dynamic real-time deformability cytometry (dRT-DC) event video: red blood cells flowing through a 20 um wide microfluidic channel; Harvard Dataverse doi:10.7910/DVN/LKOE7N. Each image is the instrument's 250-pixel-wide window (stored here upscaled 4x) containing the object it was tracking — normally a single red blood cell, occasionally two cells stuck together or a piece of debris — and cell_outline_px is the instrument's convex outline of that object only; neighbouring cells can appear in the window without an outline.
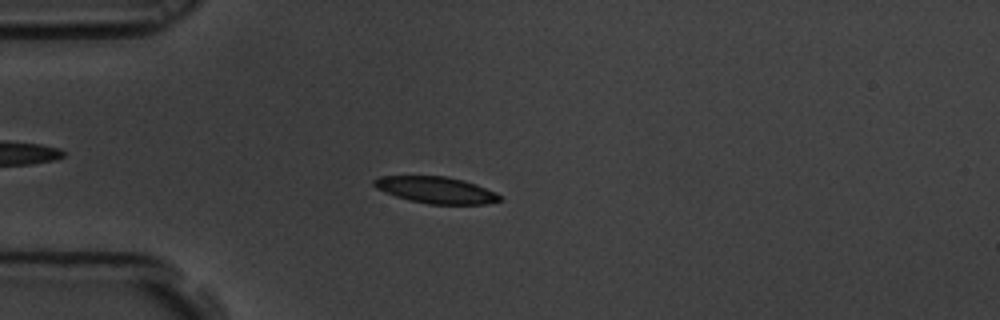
{"species": "common noctule bat (a hibernating species)", "species_latin": "Nyctalus noctula", "temperature_condition": "room temperature", "stored_images_in_passage": 44, "camera_frame_rate_fps": 3000, "um_per_image_px": 0.085, "animal": {"sex": "male", "body_mass_g": 19.5, "forearm_length_mm": 54.6}, "frame": {"image": 1, "passage_image": 1, "time_ms": 0.0, "image_size_px": [1000, 320], "cell_outline_px": [[504, 200], [484, 204], [428, 204], [408, 200], [396, 196], [376, 188], [372, 184], [372, 180], [380, 176], [444, 176], [464, 180], [476, 184], [496, 192]], "centroid_in_image_um": [37.06, 16.15], "position_along_channel_um": 47.9, "area_um2": 19.54}}
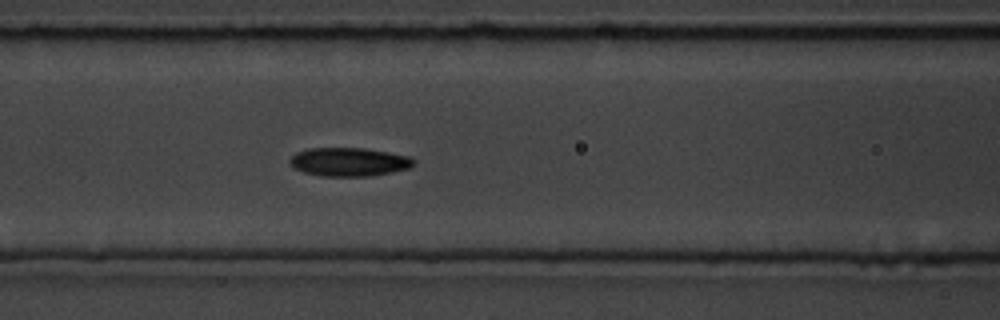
{"frame": {"image": 2, "passage_image": 10, "time_ms": 3.0, "image_size_px": [1000, 320], "cell_outline_px": [[416, 164], [412, 168], [372, 176], [320, 176], [304, 172], [296, 168], [288, 160], [296, 152], [308, 148], [364, 148], [388, 152], [408, 156], [416, 160]], "centroid_in_image_um": [29.71, 13.76], "position_along_channel_um": 136.9, "area_um2": 20.75}}
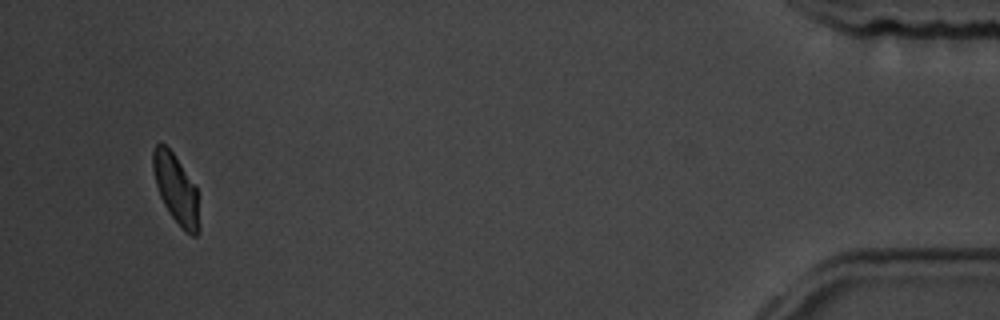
{"frame": {"image": 3, "passage_image": 41, "time_ms": 13.333, "image_size_px": [1000, 320], "cell_outline_px": [[200, 232], [196, 236], [192, 236], [172, 216], [164, 204], [160, 196], [156, 184], [152, 168], [152, 152], [156, 144], [164, 144], [172, 152], [196, 184], [200, 224]], "centroid_in_image_um": [14.99, 16.06], "position_along_channel_um": 420.2, "area_um2": 18.55}, "authors_computed_cell_mechanics": {"area_um2": 20.2011, "velocity_mm_per_s": 3.4835, "shape_relaxation_time_tau1_ms": 3.6638, "shape_relaxation_time_tau2_ms": 2.8884, "deformation_change_tau1": 0.0972, "deformation_change_tau2": 0.0723}}